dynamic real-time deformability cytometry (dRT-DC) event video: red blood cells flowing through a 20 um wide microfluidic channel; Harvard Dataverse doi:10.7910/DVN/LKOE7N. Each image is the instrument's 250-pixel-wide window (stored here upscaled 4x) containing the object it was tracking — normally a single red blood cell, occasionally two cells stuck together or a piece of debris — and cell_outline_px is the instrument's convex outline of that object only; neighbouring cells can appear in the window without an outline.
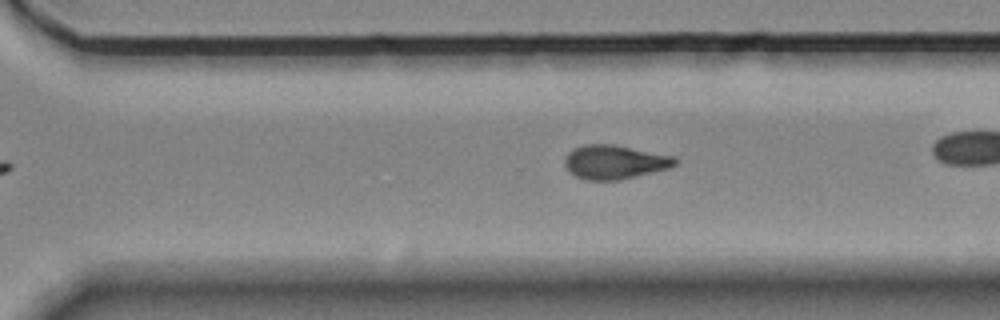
{"species": "Egyptian fruit bat (a non-hibernating species)", "species_latin": "Rousettus aegyptiacus", "temperature_condition": "room temperature", "stored_images_in_passage": 40, "camera_frame_rate_fps": 3000, "um_per_image_px": 0.085, "animal": {"sex": "female"}, "frame": {"image": 1, "passage_image": 34, "time_ms": 11.0, "image_size_px": [1000, 320], "cell_outline_px": [[680, 160], [676, 164], [668, 168], [620, 180], [584, 180], [568, 172], [564, 164], [564, 160], [568, 152], [584, 144], [612, 144], [676, 156]], "centroid_in_image_um": [52.24, 13.77], "position_along_channel_um": 318.4, "area_um2": 21.96}}